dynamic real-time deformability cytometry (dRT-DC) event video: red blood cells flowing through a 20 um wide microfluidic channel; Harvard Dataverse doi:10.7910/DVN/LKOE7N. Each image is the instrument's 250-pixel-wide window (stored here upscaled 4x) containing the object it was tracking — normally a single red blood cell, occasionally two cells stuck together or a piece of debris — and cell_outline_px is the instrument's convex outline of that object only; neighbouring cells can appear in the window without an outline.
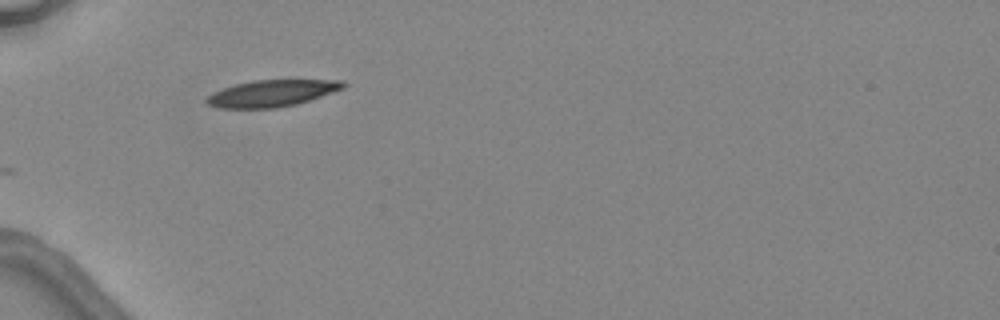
{"species": "common noctule bat (a hibernating species)", "species_latin": "Nyctalus noctula", "temperature_condition": "warm", "stored_images_in_passage": 2, "camera_frame_rate_fps": 3000, "um_per_image_px": 0.085, "animal": {"sex": "female", "body_mass_g": 24.6, "forearm_length_mm": 56.2}, "frame": {"image": 1, "passage_image": 1, "time_ms": 0.0, "image_size_px": [1000, 320], "cell_outline_px": [[348, 84], [344, 88], [296, 104], [276, 108], [220, 108], [208, 104], [204, 100], [212, 92], [236, 84], [252, 80], [344, 80]], "centroid_in_image_um": [23.1, 7.92], "position_along_channel_um": 61.9, "area_um2": 21.1}}